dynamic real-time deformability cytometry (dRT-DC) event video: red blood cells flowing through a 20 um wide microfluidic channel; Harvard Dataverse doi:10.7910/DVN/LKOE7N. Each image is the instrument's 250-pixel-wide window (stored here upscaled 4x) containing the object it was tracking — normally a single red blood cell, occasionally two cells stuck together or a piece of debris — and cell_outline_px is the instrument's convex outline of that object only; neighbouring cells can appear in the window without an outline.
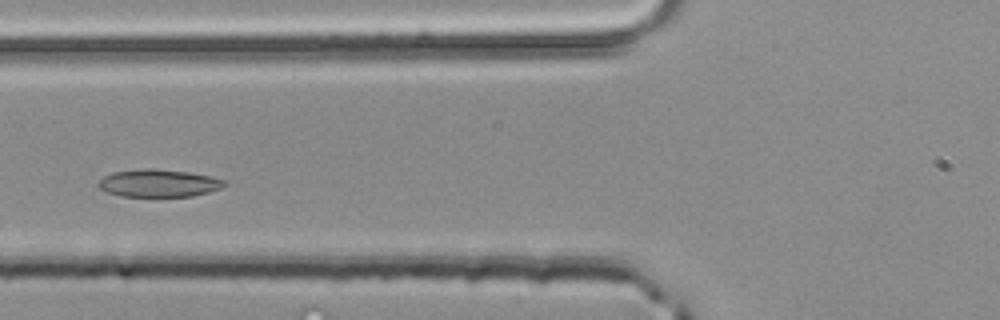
{"species": "common noctule bat (a hibernating species)", "species_latin": "Nyctalus noctula", "temperature_condition": "room temperature", "stored_images_in_passage": 43, "camera_frame_rate_fps": 3000, "um_per_image_px": 0.085, "animal": {"sex": "male", "body_mass_g": 20.4}, "frame": {"image": 1, "passage_image": 12, "time_ms": 3.667, "image_size_px": [1000, 320], "cell_outline_px": [[228, 180], [220, 188], [208, 192], [192, 196], [120, 196], [104, 192], [96, 184], [104, 176], [112, 172], [144, 168], [152, 168], [188, 172], [212, 176]], "centroid_in_image_um": [13.46, 15.56], "position_along_channel_um": 112.3, "area_um2": 20.35}}
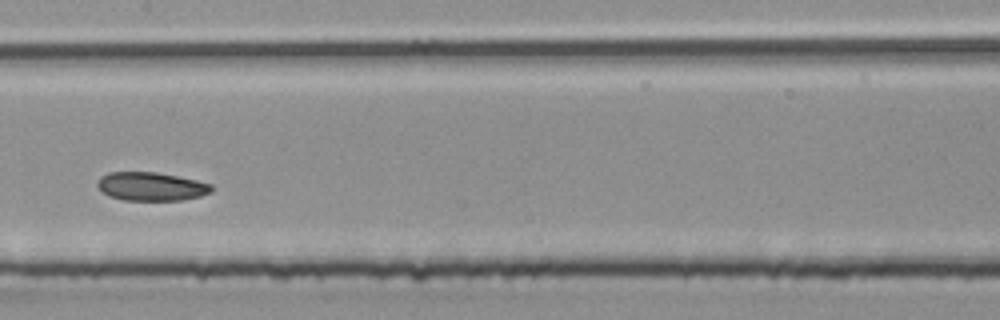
{"frame": {"image": 2, "passage_image": 18, "time_ms": 5.667, "image_size_px": [1000, 320], "cell_outline_px": [[212, 192], [200, 196], [180, 200], [124, 200], [108, 196], [96, 184], [100, 176], [108, 172], [156, 172], [196, 180], [212, 184]], "centroid_in_image_um": [12.84, 15.84], "position_along_channel_um": 194.6, "area_um2": 18.9}}
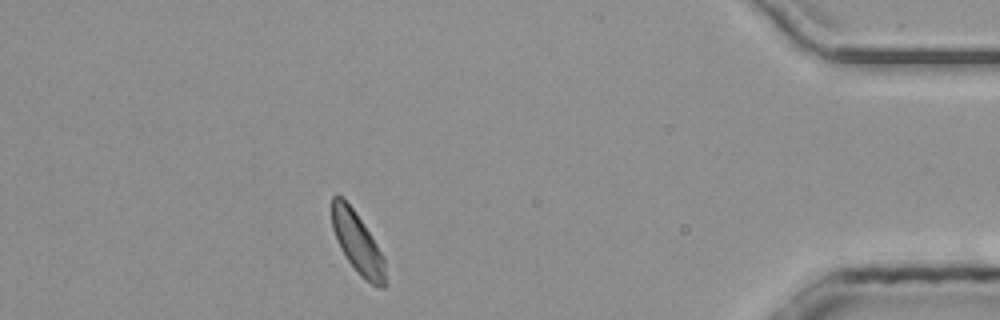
{"frame": {"image": 3, "passage_image": 37, "time_ms": 12.0, "image_size_px": [1000, 320], "cell_outline_px": [[384, 288], [380, 288], [372, 284], [360, 276], [348, 260], [340, 248], [336, 240], [332, 228], [332, 196], [336, 192], [352, 208], [376, 244], [384, 260]], "centroid_in_image_um": [30.34, 20.63], "position_along_channel_um": 404.9, "area_um2": 18.38}, "authors_computed_cell_mechanics": {"area_um2": 19.652, "velocity_mm_per_s": 4.1139, "shape_relaxation_time_tau1_ms": 5.809, "shape_relaxation_time_tau2_ms": 3.4808, "deformation_change_tau1": 0.1129, "deformation_change_tau2": 0.0717}}